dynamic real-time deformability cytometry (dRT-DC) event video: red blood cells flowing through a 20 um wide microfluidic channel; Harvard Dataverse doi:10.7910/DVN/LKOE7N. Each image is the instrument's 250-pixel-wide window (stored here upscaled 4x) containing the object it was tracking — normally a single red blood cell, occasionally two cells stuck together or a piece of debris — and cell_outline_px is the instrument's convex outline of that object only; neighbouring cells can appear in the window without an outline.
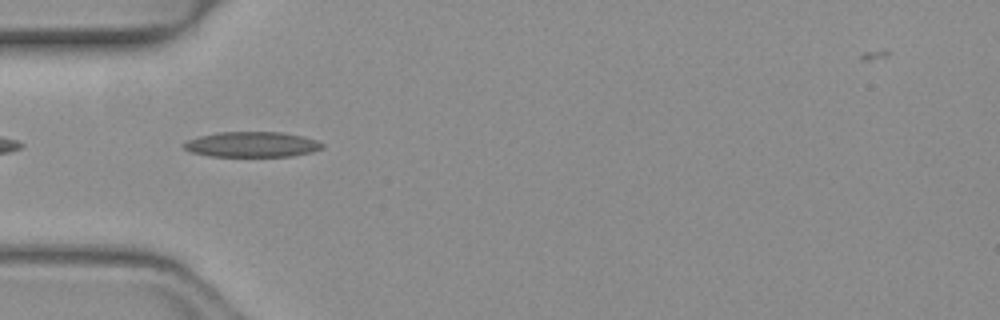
{"species": "common noctule bat (a hibernating species)", "species_latin": "Nyctalus noctula", "temperature_condition": "warm", "stored_images_in_passage": 15, "camera_frame_rate_fps": 3000, "um_per_image_px": 0.085, "animal": {"sex": "female", "body_mass_g": 19.3, "forearm_length_mm": 54.1}, "frame": {"image": 1, "passage_image": 1, "time_ms": 0.0, "image_size_px": [1000, 320], "cell_outline_px": [[324, 148], [312, 152], [292, 156], [208, 156], [192, 152], [184, 148], [180, 144], [188, 140], [200, 136], [220, 132], [280, 132], [304, 136], [316, 140], [324, 144]], "centroid_in_image_um": [21.43, 12.28], "position_along_channel_um": 63.6, "area_um2": 20.46}}
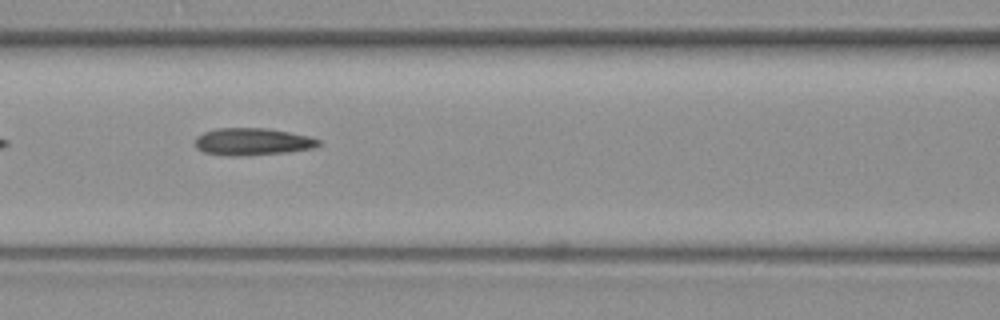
{"frame": {"image": 2, "passage_image": 7, "time_ms": 2.0, "image_size_px": [1000, 320], "cell_outline_px": [[320, 144], [316, 148], [288, 152], [236, 156], [228, 156], [204, 152], [196, 148], [196, 136], [204, 132], [216, 128], [268, 128], [308, 136], [320, 140]], "centroid_in_image_um": [21.46, 12.04], "position_along_channel_um": 145.1, "area_um2": 19.59}}
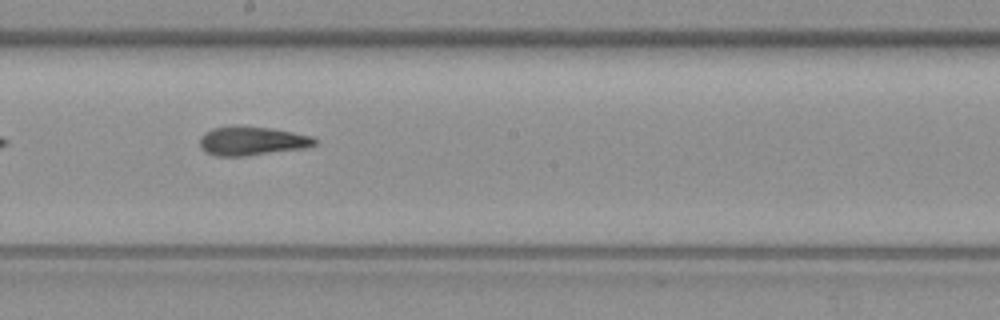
{"frame": {"image": 3, "passage_image": 13, "time_ms": 4.0, "image_size_px": [1000, 320], "cell_outline_px": [[316, 144], [304, 148], [244, 156], [216, 156], [204, 152], [200, 148], [200, 136], [204, 132], [212, 128], [236, 124], [272, 128], [312, 136], [316, 140]], "centroid_in_image_um": [21.34, 11.96], "position_along_channel_um": 226.9, "area_um2": 19.65}}